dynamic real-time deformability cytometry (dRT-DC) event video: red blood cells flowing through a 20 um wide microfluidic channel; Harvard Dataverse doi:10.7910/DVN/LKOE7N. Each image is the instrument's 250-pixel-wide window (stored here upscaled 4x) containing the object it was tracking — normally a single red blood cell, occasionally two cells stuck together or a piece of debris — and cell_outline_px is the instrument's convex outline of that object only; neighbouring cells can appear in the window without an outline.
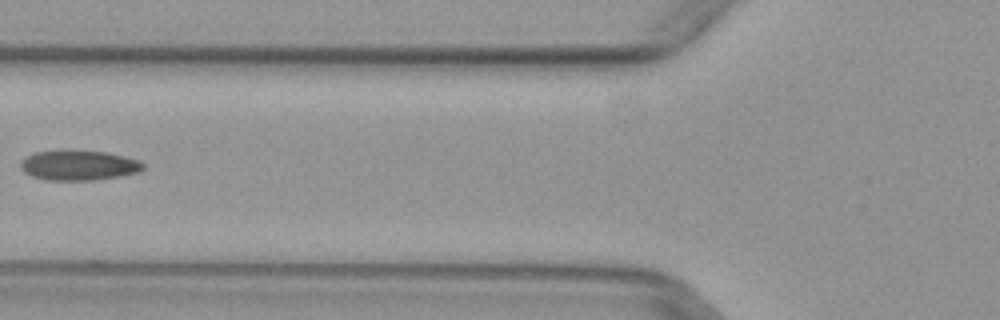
{"species": "common noctule bat (a hibernating species)", "species_latin": "Nyctalus noctula", "temperature_condition": "warm", "stored_images_in_passage": 4, "camera_frame_rate_fps": 3000, "um_per_image_px": 0.085, "animal": {"sex": "female", "body_mass_g": 29.2, "forearm_length_mm": 56.3}, "frame": {"image": 1, "passage_image": 3, "time_ms": 0.667, "image_size_px": [1000, 320], "cell_outline_px": [[144, 168], [140, 172], [120, 176], [96, 180], [48, 180], [32, 176], [24, 172], [20, 168], [20, 160], [24, 156], [32, 152], [60, 148], [108, 152], [140, 160], [144, 164]], "centroid_in_image_um": [6.65, 14.01], "position_along_channel_um": 119.2, "area_um2": 22.31}}